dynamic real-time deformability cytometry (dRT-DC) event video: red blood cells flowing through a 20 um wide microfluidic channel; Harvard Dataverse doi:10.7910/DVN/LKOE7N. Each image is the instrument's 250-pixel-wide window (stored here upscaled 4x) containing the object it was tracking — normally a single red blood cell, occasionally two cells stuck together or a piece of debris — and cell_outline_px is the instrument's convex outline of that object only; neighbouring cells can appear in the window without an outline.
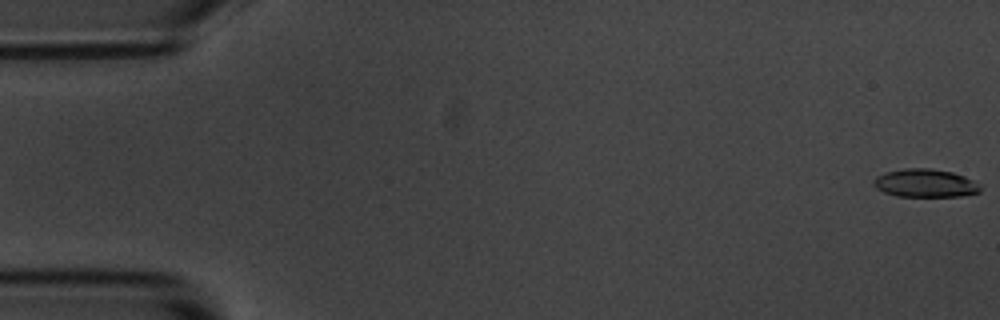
{"species": "common noctule bat (a hibernating species)", "species_latin": "Nyctalus noctula", "temperature_condition": "room temperature", "stored_images_in_passage": 16, "camera_frame_rate_fps": 3000, "um_per_image_px": 0.085, "animal": {"sex": "male", "body_mass_g": 20.1, "forearm_length_mm": 53.5}, "frame": {"image": 1, "passage_image": 1, "time_ms": 0.0, "image_size_px": [1000, 320], "cell_outline_px": [[980, 192], [960, 196], [896, 196], [884, 192], [876, 188], [872, 184], [872, 180], [876, 176], [888, 172], [904, 168], [932, 168], [952, 172], [964, 176], [980, 184]], "centroid_in_image_um": [78.62, 15.56], "position_along_channel_um": 6.4, "area_um2": 17.51}}
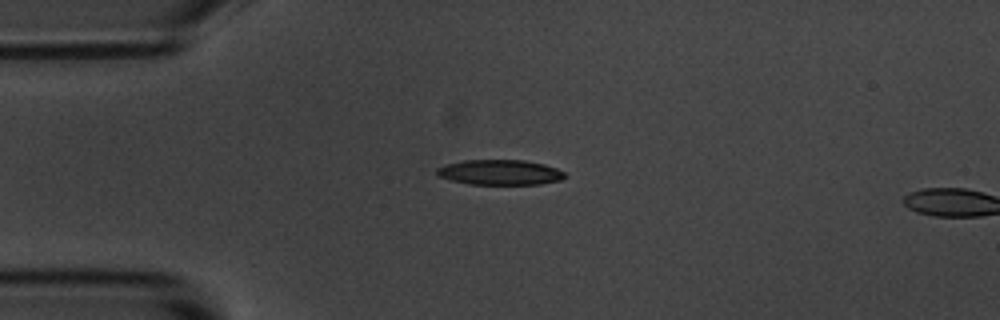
{"frame": {"image": 2, "passage_image": 14, "time_ms": 4.333, "image_size_px": [1000, 320], "cell_outline_px": [[564, 176], [560, 180], [540, 184], [468, 184], [436, 176], [436, 168], [448, 164], [464, 160], [524, 160], [544, 164], [556, 168], [564, 172]], "centroid_in_image_um": [42.47, 14.65], "position_along_channel_um": 42.5, "area_um2": 18.67}}